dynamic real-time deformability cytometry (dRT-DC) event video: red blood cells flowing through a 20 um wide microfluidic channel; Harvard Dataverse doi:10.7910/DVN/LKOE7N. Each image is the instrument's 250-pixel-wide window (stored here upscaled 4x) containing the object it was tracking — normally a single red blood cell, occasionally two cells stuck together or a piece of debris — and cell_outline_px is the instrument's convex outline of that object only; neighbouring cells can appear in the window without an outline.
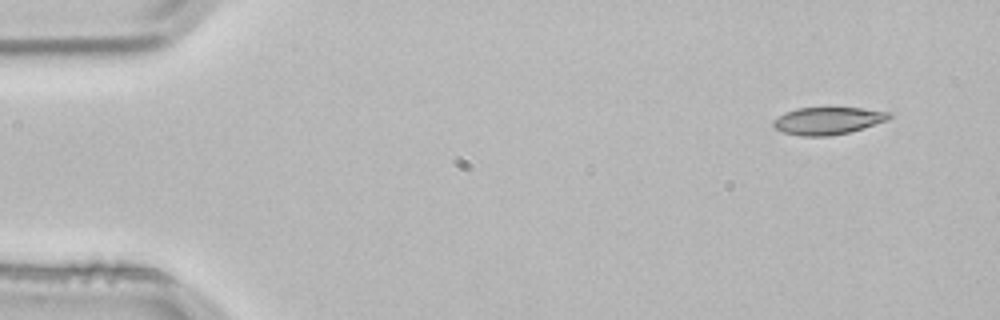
{"species": "common noctule bat (a hibernating species)", "species_latin": "Nyctalus noctula", "temperature_condition": "room temperature", "stored_images_in_passage": 3, "camera_frame_rate_fps": 3000, "um_per_image_px": 0.085, "animal": {"sex": "male", "body_mass_g": 21.5, "forearm_length_mm": 52.0}, "frame": {"image": 1, "passage_image": 1, "time_ms": 0.0, "image_size_px": [1000, 320], "cell_outline_px": [[892, 116], [888, 120], [864, 128], [848, 132], [828, 136], [800, 136], [784, 132], [776, 128], [772, 124], [772, 120], [784, 112], [796, 108], [860, 108], [892, 112]], "centroid_in_image_um": [70.37, 10.26], "position_along_channel_um": 14.6, "area_um2": 18.5}}